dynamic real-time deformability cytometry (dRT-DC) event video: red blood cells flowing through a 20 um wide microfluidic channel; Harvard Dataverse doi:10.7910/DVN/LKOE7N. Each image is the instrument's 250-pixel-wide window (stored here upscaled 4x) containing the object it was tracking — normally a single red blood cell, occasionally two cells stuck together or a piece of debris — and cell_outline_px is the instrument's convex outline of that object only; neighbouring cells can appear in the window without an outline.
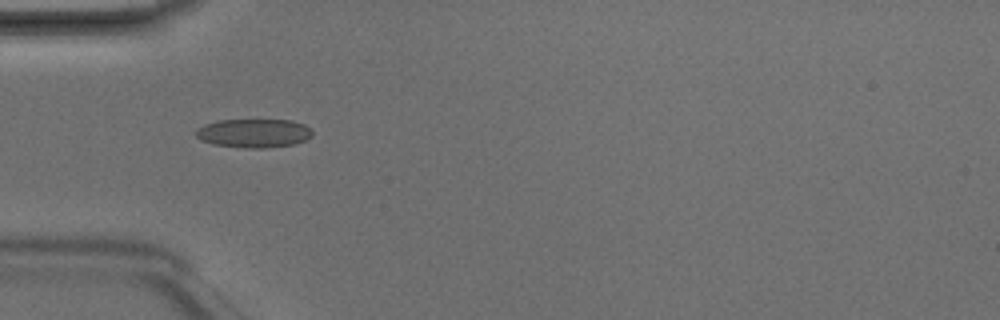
{"species": "Egyptian fruit bat (a non-hibernating species)", "species_latin": "Rousettus aegyptiacus", "temperature_condition": "room temperature", "stored_images_in_passage": 5, "camera_frame_rate_fps": 3000, "um_per_image_px": 0.085, "animal": {"sex": "male"}, "frame": {"image": 1, "passage_image": 3, "time_ms": 0.667, "image_size_px": [1000, 320], "cell_outline_px": [[312, 136], [296, 144], [268, 148], [244, 148], [212, 144], [200, 140], [196, 136], [196, 128], [204, 124], [216, 120], [292, 120], [304, 124], [312, 128]], "centroid_in_image_um": [21.57, 11.32], "position_along_channel_um": 63.4, "area_um2": 19.83}}